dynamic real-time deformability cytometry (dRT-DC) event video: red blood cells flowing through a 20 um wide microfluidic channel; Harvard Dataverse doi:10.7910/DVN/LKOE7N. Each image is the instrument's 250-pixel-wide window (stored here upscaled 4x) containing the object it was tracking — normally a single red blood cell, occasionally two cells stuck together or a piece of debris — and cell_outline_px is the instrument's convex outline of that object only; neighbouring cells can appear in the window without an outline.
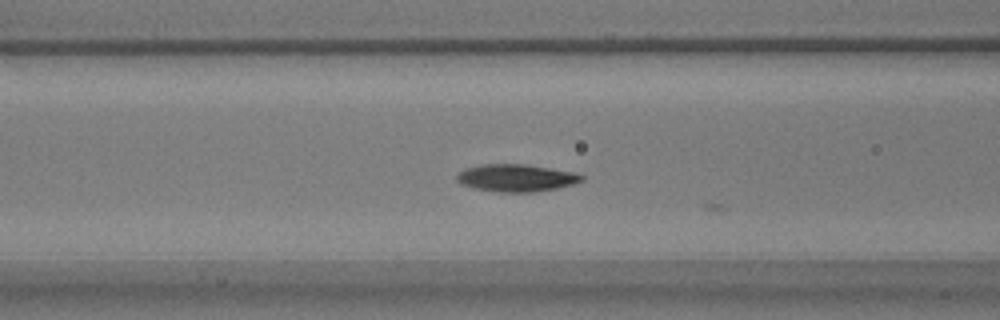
{"species": "common noctule bat (a hibernating species)", "species_latin": "Nyctalus noctula", "temperature_condition": "warm", "stored_images_in_passage": 19, "camera_frame_rate_fps": 3000, "um_per_image_px": 0.085, "animal": {"sex": "male", "body_mass_g": 17.9}, "frame": {"image": 1, "passage_image": 18, "time_ms": 5.667, "image_size_px": [1000, 320], "cell_outline_px": [[584, 180], [572, 184], [556, 188], [532, 192], [496, 192], [472, 188], [460, 184], [456, 180], [456, 176], [464, 168], [480, 164], [524, 164], [576, 172], [584, 176]], "centroid_in_image_um": [43.84, 15.12], "position_along_channel_um": 122.8, "area_um2": 20.06}}